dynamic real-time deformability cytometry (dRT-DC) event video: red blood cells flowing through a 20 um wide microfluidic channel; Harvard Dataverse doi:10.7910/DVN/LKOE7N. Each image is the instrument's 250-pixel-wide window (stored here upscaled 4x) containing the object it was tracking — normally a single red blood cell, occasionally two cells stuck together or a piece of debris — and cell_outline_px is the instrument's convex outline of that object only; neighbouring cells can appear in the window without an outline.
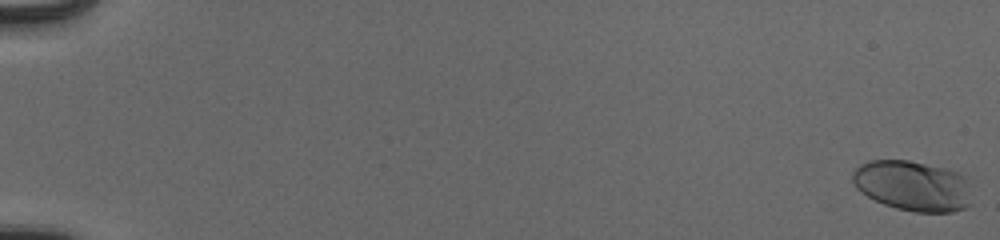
{"species": "human", "species_latin": "Homo sapiens", "temperature_condition": "cold", "stored_images_in_passage": 56, "camera_frame_rate_fps": 3000, "um_per_image_px": 0.085, "donor": {"sex": "male"}, "frame": {"image": 1, "passage_image": 1, "time_ms": 0.0, "image_size_px": [1000, 240], "cell_outline_px": [[968, 204], [964, 208], [952, 212], [916, 212], [896, 208], [884, 204], [868, 196], [856, 188], [852, 180], [852, 172], [860, 164], [868, 160], [908, 160], [948, 168], [960, 172], [964, 176]], "centroid_in_image_um": [77.51, 15.77], "position_along_channel_um": 7.5, "area_um2": 34.62}}
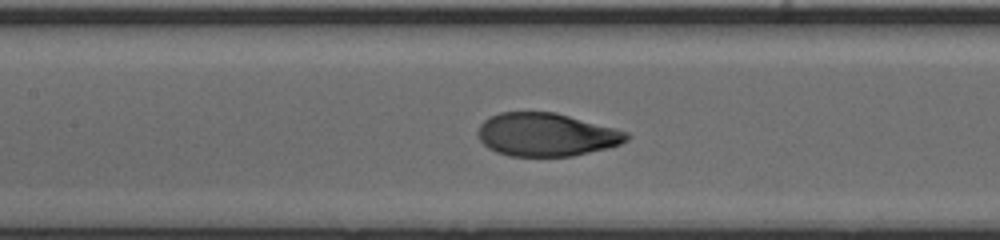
{"frame": {"image": 2, "passage_image": 29, "time_ms": 9.333, "image_size_px": [1000, 240], "cell_outline_px": [[632, 136], [628, 140], [620, 144], [608, 148], [572, 156], [508, 156], [496, 152], [488, 148], [480, 140], [476, 132], [480, 124], [488, 116], [500, 112], [556, 112], [616, 128], [628, 132]], "centroid_in_image_um": [46.44, 11.44], "position_along_channel_um": 161.0, "area_um2": 37.8}}
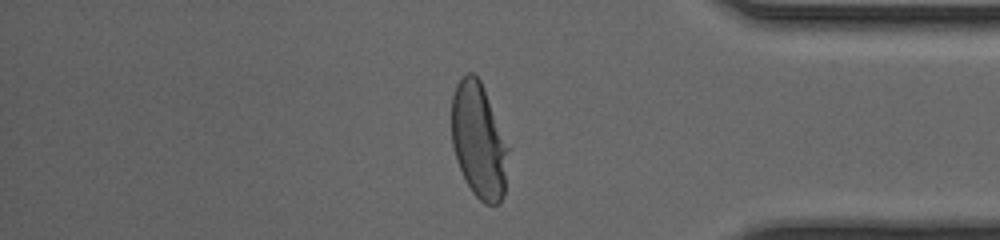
{"frame": {"image": 3, "passage_image": 48, "time_ms": 15.667, "image_size_px": [1000, 240], "cell_outline_px": [[508, 148], [504, 196], [500, 204], [484, 204], [472, 192], [456, 160], [452, 144], [452, 96], [456, 84], [468, 72], [472, 72], [480, 80]], "centroid_in_image_um": [40.67, 11.99], "position_along_channel_um": 394.5, "area_um2": 37.34}, "authors_computed_cell_mechanics": {"area_um2": 38.2347, "velocity_mm_per_s": 3.9443, "shape_relaxation_time_tau1_ms": 3.4632, "shape_relaxation_time_tau2_ms": null, "deformation_change_tau1": 0.205, "deformation_change_tau2": null}}